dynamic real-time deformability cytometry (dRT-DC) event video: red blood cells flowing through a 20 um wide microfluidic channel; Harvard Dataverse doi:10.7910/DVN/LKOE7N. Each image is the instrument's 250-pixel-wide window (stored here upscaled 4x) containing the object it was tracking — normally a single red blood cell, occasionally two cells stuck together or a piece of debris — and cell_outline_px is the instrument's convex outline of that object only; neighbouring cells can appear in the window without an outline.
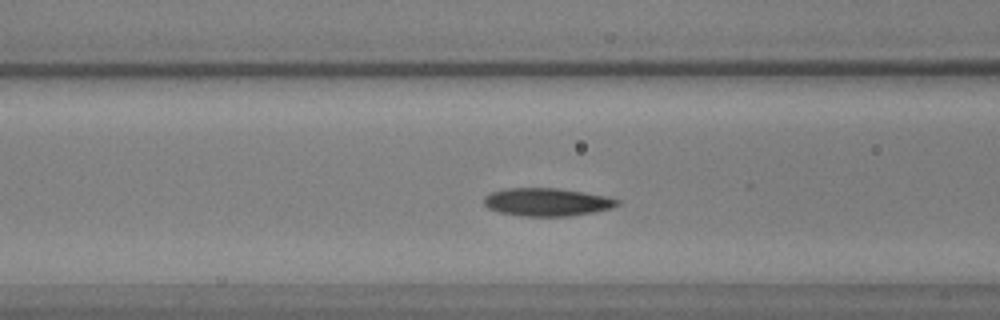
{"species": "common noctule bat (a hibernating species)", "species_latin": "Nyctalus noctula", "temperature_condition": "warm", "stored_images_in_passage": 45, "camera_frame_rate_fps": 3000, "um_per_image_px": 0.085, "animal": {"sex": "male", "body_mass_g": 17.9, "forearm_length_mm": 54.2}, "frame": {"image": 1, "passage_image": 14, "time_ms": 4.333, "image_size_px": [1000, 320], "cell_outline_px": [[620, 204], [612, 208], [592, 212], [568, 216], [520, 216], [500, 212], [488, 208], [484, 204], [484, 196], [492, 192], [504, 188], [560, 188], [608, 196], [620, 200]], "centroid_in_image_um": [46.5, 17.16], "position_along_channel_um": 120.1, "area_um2": 21.85}}
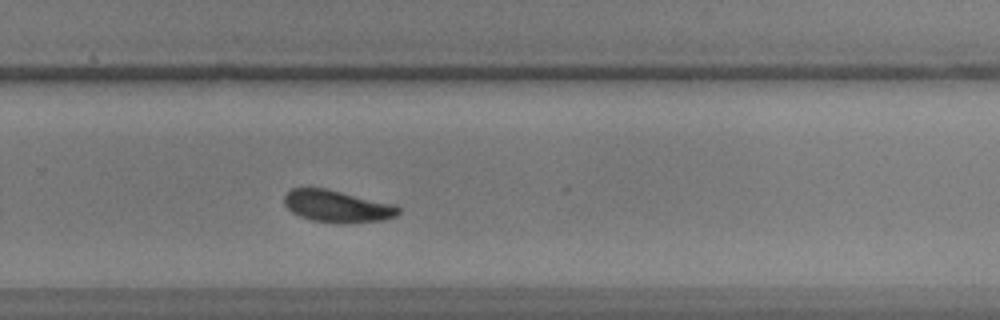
{"frame": {"image": 2, "passage_image": 28, "time_ms": 9.0, "image_size_px": [1000, 320], "cell_outline_px": [[400, 212], [396, 216], [384, 220], [344, 224], [312, 220], [300, 216], [292, 212], [284, 204], [284, 196], [292, 188], [324, 188], [396, 204], [400, 208]], "centroid_in_image_um": [28.7, 17.54], "position_along_channel_um": 301.1, "area_um2": 21.39}}
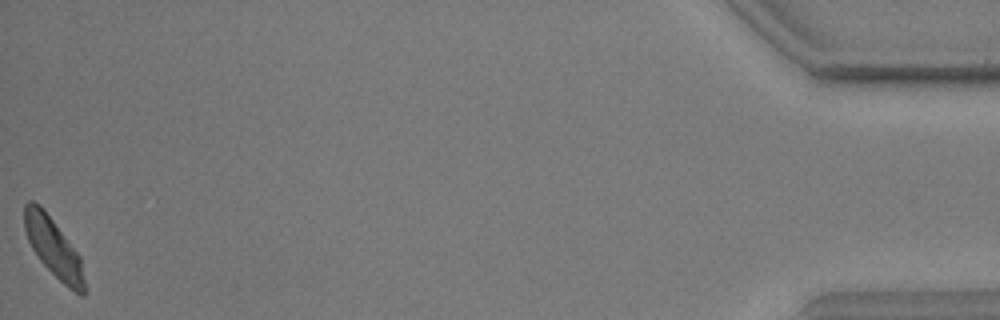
{"frame": {"image": 3, "passage_image": 45, "time_ms": 14.667, "image_size_px": [1000, 320], "cell_outline_px": [[84, 296], [80, 296], [68, 288], [40, 260], [32, 248], [28, 240], [24, 228], [24, 204], [28, 200], [32, 200], [40, 204], [44, 208], [80, 256], [84, 280]], "centroid_in_image_um": [4.52, 21.0], "position_along_channel_um": 430.7, "area_um2": 20.46}, "authors_computed_cell_mechanics": {"area_um2": 21.3282, "velocity_mm_per_s": 3.8874, "shape_relaxation_time_tau1_ms": 3.1833, "shape_relaxation_time_tau2_ms": 5.6224, "deformation_change_tau1": 0.107, "deformation_change_tau2": 0.0787}}